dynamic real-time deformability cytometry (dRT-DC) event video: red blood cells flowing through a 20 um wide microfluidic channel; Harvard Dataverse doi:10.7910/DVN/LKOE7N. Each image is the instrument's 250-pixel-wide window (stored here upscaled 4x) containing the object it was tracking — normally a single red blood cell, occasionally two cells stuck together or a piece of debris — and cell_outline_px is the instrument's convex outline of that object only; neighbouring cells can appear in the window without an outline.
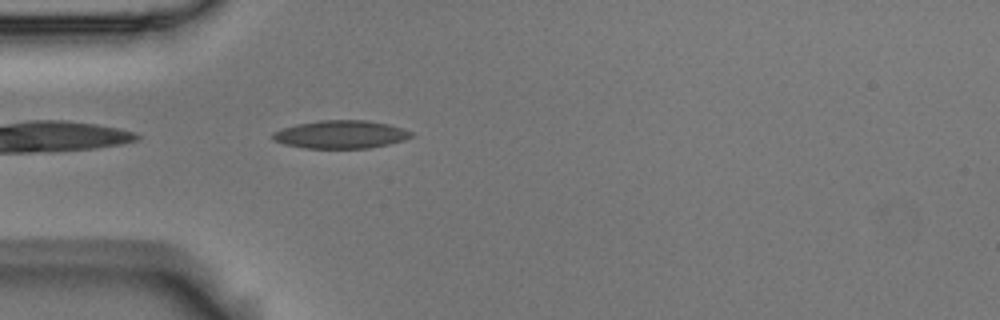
{"species": "Egyptian fruit bat (a non-hibernating species)", "species_latin": "Rousettus aegyptiacus", "temperature_condition": "room temperature", "stored_images_in_passage": 2, "camera_frame_rate_fps": 3000, "um_per_image_px": 0.085, "animal": {"sex": "male"}, "frame": {"image": 1, "passage_image": 2, "time_ms": 0.333, "image_size_px": [1000, 320], "cell_outline_px": [[412, 136], [404, 140], [388, 144], [368, 148], [304, 148], [284, 144], [272, 140], [272, 132], [280, 128], [296, 124], [320, 120], [368, 120], [388, 124], [404, 128], [412, 132]], "centroid_in_image_um": [28.93, 11.42], "position_along_channel_um": 56.1, "area_um2": 22.77}}